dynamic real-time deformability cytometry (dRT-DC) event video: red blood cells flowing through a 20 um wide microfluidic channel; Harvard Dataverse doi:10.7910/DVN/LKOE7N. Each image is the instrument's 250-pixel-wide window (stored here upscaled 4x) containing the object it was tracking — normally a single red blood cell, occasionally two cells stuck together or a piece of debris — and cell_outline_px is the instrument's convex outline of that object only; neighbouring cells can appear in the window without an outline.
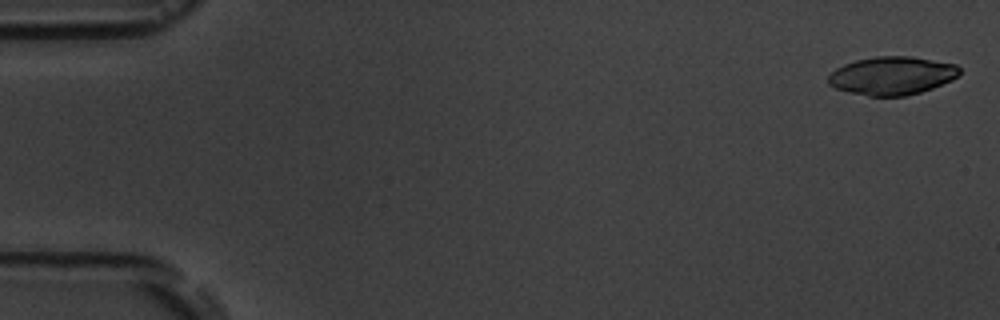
{"species": "common noctule bat (a hibernating species)", "species_latin": "Nyctalus noctula", "temperature_condition": "room temperature", "stored_images_in_passage": 5, "camera_frame_rate_fps": 3000, "um_per_image_px": 0.085, "animal": {"sex": "male", "body_mass_g": 19.5, "forearm_length_mm": 54.6}, "frame": {"image": 1, "passage_image": 1, "time_ms": 0.0, "image_size_px": [1000, 320], "cell_outline_px": [[960, 72], [952, 80], [932, 88], [908, 96], [868, 96], [836, 88], [828, 84], [828, 76], [836, 68], [844, 64], [856, 60], [876, 56], [912, 56], [956, 64], [960, 68]], "centroid_in_image_um": [75.83, 6.43], "position_along_channel_um": 9.2, "area_um2": 29.19}}